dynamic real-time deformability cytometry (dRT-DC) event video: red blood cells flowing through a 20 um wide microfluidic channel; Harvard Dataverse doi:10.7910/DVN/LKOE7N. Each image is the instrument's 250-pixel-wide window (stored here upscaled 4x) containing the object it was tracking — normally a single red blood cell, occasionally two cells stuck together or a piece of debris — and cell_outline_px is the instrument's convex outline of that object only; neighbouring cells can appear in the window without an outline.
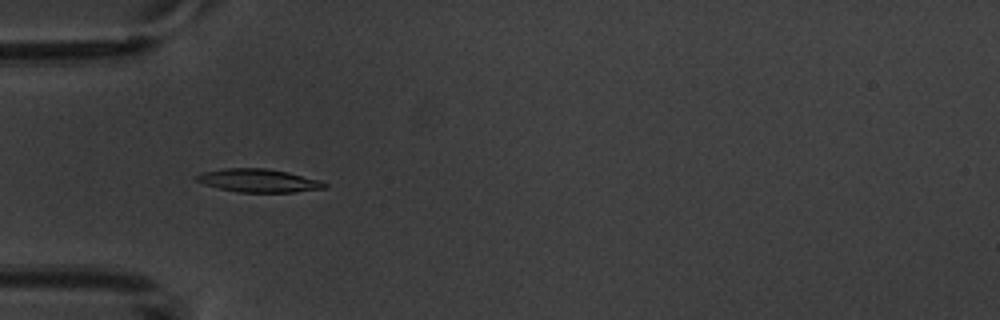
{"species": "common noctule bat (a hibernating species)", "species_latin": "Nyctalus noctula", "temperature_condition": "warm", "stored_images_in_passage": 8, "camera_frame_rate_fps": 3000, "um_per_image_px": 0.085, "animal": {"sex": "male", "body_mass_g": 20.1, "forearm_length_mm": 53.5}, "frame": {"image": 1, "passage_image": 5, "time_ms": 4.667, "image_size_px": [1000, 320], "cell_outline_px": [[328, 188], [296, 192], [240, 192], [220, 188], [204, 184], [196, 180], [196, 176], [204, 172], [224, 168], [264, 168], [288, 172], [320, 180], [328, 184]], "centroid_in_image_um": [22.04, 15.35], "position_along_channel_um": 63.0, "area_um2": 17.22}}
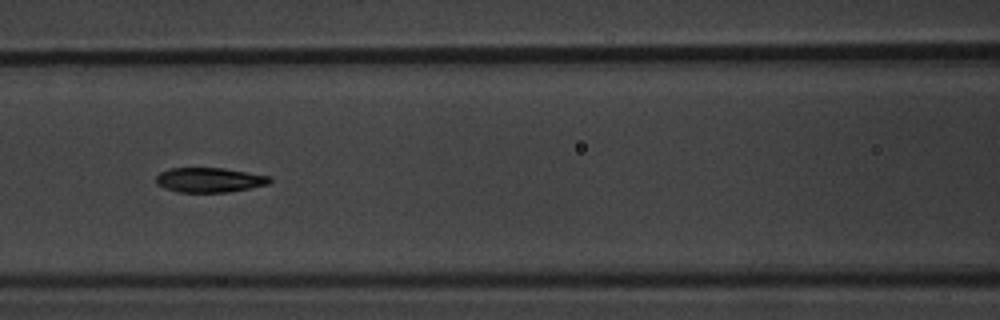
{"frame": {"image": 2, "passage_image": 7, "time_ms": 7.0, "image_size_px": [1000, 320], "cell_outline_px": [[272, 180], [268, 184], [228, 192], [176, 192], [164, 188], [156, 184], [156, 176], [160, 172], [168, 168], [224, 168], [272, 176]], "centroid_in_image_um": [17.78, 15.29], "position_along_channel_um": 148.8, "area_um2": 16.47}}
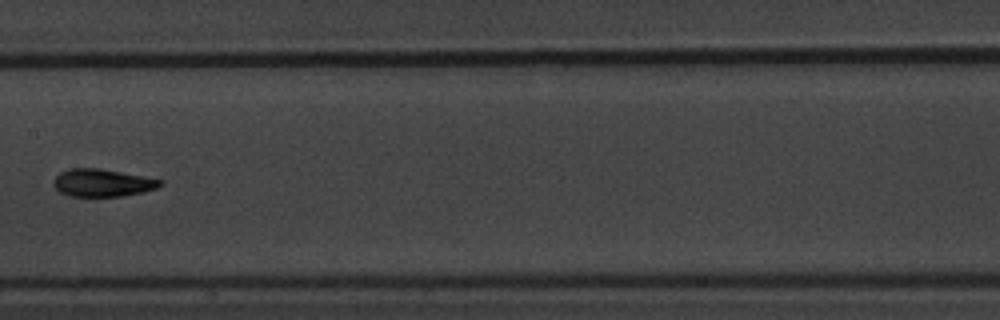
{"frame": {"image": 3, "passage_image": 8, "time_ms": 8.333, "image_size_px": [1000, 320], "cell_outline_px": [[164, 184], [156, 188], [144, 192], [120, 196], [68, 196], [60, 192], [52, 184], [52, 180], [60, 172], [68, 168], [100, 168], [164, 180]], "centroid_in_image_um": [8.69, 15.53], "position_along_channel_um": 198.7, "area_um2": 17.28}}